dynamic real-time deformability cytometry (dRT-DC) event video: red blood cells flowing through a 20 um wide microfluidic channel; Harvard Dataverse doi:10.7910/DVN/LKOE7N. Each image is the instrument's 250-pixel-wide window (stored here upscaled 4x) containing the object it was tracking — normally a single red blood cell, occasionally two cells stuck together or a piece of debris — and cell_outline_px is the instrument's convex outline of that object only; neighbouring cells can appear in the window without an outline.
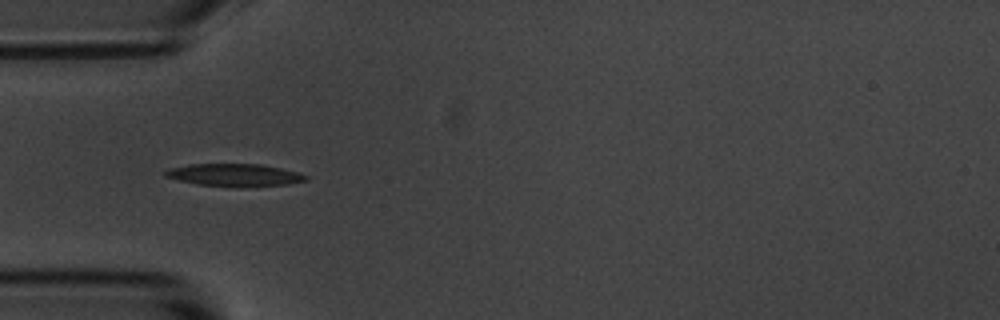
{"species": "common noctule bat (a hibernating species)", "species_latin": "Nyctalus noctula", "temperature_condition": "room temperature", "stored_images_in_passage": 13, "camera_frame_rate_fps": 3000, "um_per_image_px": 0.085, "animal": {"sex": "male", "body_mass_g": 20.1, "forearm_length_mm": 53.5}, "frame": {"image": 1, "passage_image": 3, "time_ms": 3.0, "image_size_px": [1000, 320], "cell_outline_px": [[308, 180], [288, 184], [240, 188], [200, 184], [180, 180], [164, 176], [164, 172], [168, 168], [188, 164], [260, 164], [280, 168], [296, 172], [308, 176]], "centroid_in_image_um": [19.94, 14.88], "position_along_channel_um": 65.1, "area_um2": 18.5}}
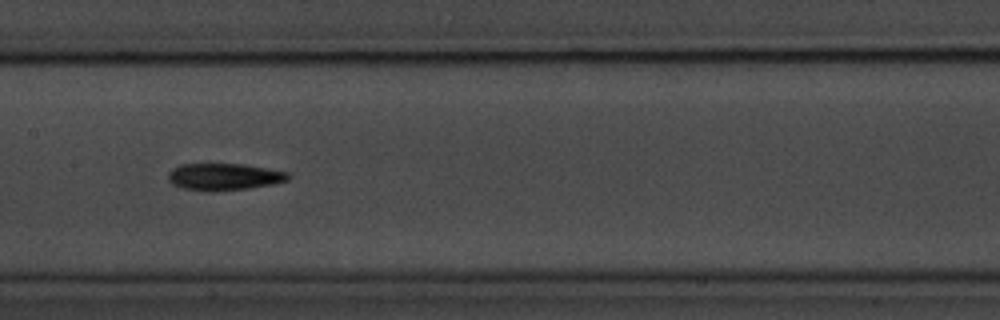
{"frame": {"image": 2, "passage_image": 6, "time_ms": 6.333, "image_size_px": [1000, 320], "cell_outline_px": [[292, 176], [288, 180], [272, 184], [248, 188], [212, 192], [184, 188], [172, 184], [168, 180], [168, 172], [172, 168], [180, 164], [244, 164], [288, 172]], "centroid_in_image_um": [19.04, 15.02], "position_along_channel_um": 188.4, "area_um2": 18.9}}
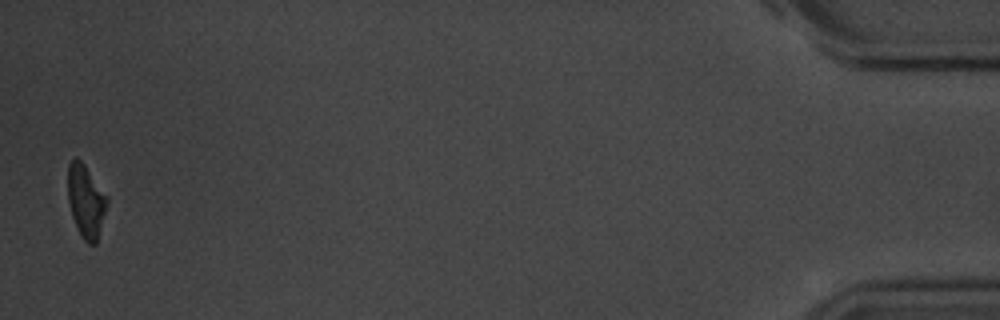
{"frame": {"image": 3, "passage_image": 13, "time_ms": 15.333, "image_size_px": [1000, 320], "cell_outline_px": [[108, 200], [96, 244], [88, 244], [80, 236], [72, 216], [68, 200], [68, 164], [76, 156], [84, 164], [108, 196]], "centroid_in_image_um": [7.3, 17.09], "position_along_channel_um": 427.9, "area_um2": 16.59}, "authors_computed_cell_mechanics": {"area_um2": 18.207, "velocity_mm_per_s": 3.6925, "shape_relaxation_time_tau1_ms": 5.62, "shape_relaxation_time_tau2_ms": null, "deformation_change_tau1": 0.1712, "deformation_change_tau2": null}}